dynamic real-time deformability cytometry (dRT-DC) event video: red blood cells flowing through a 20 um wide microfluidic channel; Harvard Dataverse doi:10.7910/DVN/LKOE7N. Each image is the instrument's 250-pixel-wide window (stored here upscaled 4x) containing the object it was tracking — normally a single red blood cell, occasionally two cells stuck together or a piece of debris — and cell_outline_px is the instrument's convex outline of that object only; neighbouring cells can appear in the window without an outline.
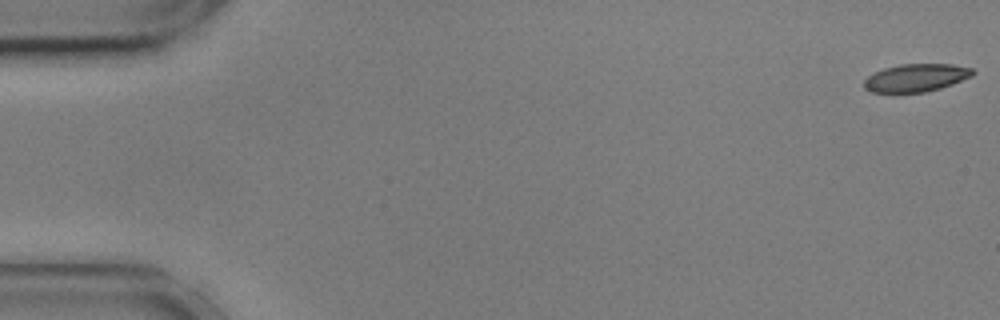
{"species": "common noctule bat (a hibernating species)", "species_latin": "Nyctalus noctula", "temperature_condition": "cold", "stored_images_in_passage": 19, "camera_frame_rate_fps": 3000, "um_per_image_px": 0.085, "animal": {"sex": "male", "body_mass_g": 17.9, "forearm_length_mm": 54.2}, "frame": {"image": 1, "passage_image": 1, "time_ms": 0.0, "image_size_px": [1000, 320], "cell_outline_px": [[976, 72], [972, 76], [952, 84], [940, 88], [924, 92], [892, 96], [868, 92], [864, 88], [864, 80], [872, 72], [884, 68], [900, 64], [952, 64], [972, 68]], "centroid_in_image_um": [77.77, 6.66], "position_along_channel_um": 7.2, "area_um2": 18.5}}
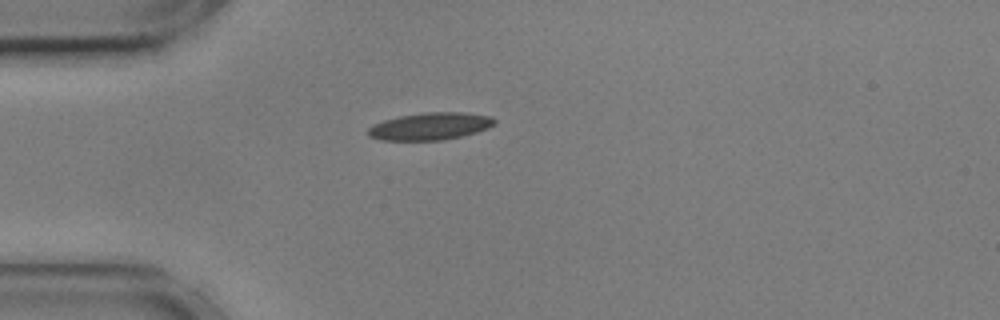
{"frame": {"image": 2, "passage_image": 15, "time_ms": 4.667, "image_size_px": [1000, 320], "cell_outline_px": [[496, 124], [488, 128], [476, 132], [444, 140], [380, 140], [368, 136], [368, 128], [372, 124], [384, 120], [400, 116], [424, 112], [464, 112], [492, 116], [496, 120]], "centroid_in_image_um": [36.57, 10.72], "position_along_channel_um": 48.4, "area_um2": 20.23}}